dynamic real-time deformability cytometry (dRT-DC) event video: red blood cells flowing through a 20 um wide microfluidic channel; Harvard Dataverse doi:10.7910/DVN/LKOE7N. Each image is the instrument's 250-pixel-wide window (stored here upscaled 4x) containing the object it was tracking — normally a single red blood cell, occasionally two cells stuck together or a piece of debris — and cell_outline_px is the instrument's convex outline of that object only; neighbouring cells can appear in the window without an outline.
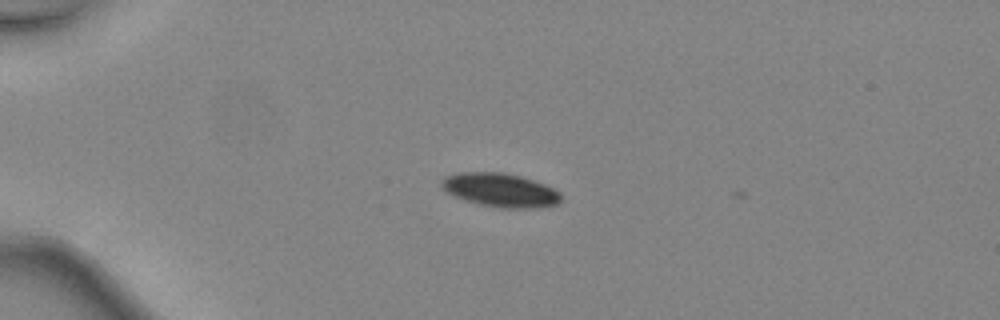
{"species": "common noctule bat (a hibernating species)", "species_latin": "Nyctalus noctula", "temperature_condition": "warm", "stored_images_in_passage": 4, "camera_frame_rate_fps": 3000, "um_per_image_px": 0.085, "animal": {"sex": "female", "body_mass_g": 24.6, "forearm_length_mm": 56.2}, "frame": {"image": 1, "passage_image": 2, "time_ms": 0.333, "image_size_px": [1000, 320], "cell_outline_px": [[560, 200], [556, 204], [540, 208], [504, 208], [480, 204], [464, 200], [444, 192], [440, 184], [440, 180], [444, 176], [460, 172], [504, 172], [536, 180], [560, 192]], "centroid_in_image_um": [42.48, 16.15], "position_along_channel_um": 42.5, "area_um2": 23.7}}